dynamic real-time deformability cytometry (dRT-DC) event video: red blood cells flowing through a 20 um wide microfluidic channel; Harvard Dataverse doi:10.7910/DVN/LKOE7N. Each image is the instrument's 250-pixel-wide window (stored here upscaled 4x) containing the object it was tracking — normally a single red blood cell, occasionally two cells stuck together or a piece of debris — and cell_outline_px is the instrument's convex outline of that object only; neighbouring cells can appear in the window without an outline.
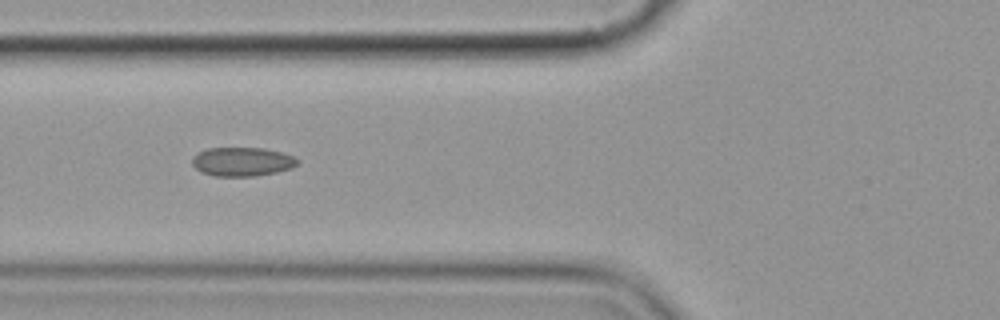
{"species": "common noctule bat (a hibernating species)", "species_latin": "Nyctalus noctula", "temperature_condition": "cold", "stored_images_in_passage": 7, "camera_frame_rate_fps": 3000, "um_per_image_px": 0.085, "animal": {"sex": "female", "body_mass_g": 19.9}, "frame": {"image": 1, "passage_image": 5, "time_ms": 5.667, "image_size_px": [1000, 320], "cell_outline_px": [[300, 160], [292, 168], [276, 172], [256, 176], [216, 176], [200, 172], [192, 164], [192, 156], [196, 152], [208, 148], [264, 148], [280, 152], [292, 156]], "centroid_in_image_um": [20.55, 13.74], "position_along_channel_um": 105.3, "area_um2": 17.8}}
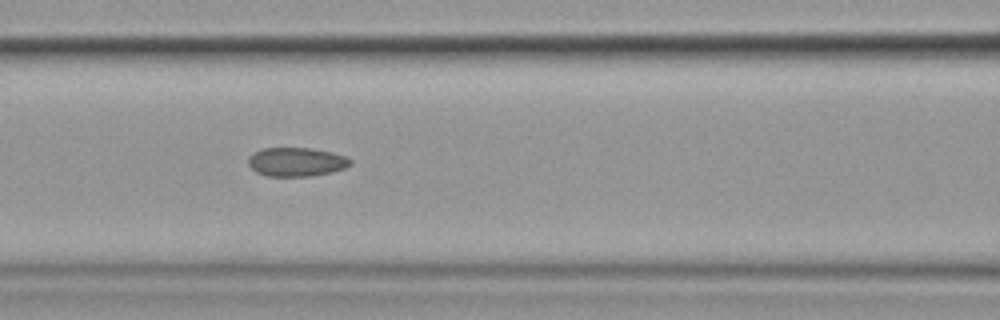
{"frame": {"image": 2, "passage_image": 6, "time_ms": 6.667, "image_size_px": [1000, 320], "cell_outline_px": [[352, 164], [344, 168], [328, 172], [308, 176], [268, 176], [256, 172], [248, 164], [248, 156], [252, 152], [260, 148], [312, 148], [332, 152], [344, 156], [352, 160]], "centroid_in_image_um": [25.15, 13.74], "position_along_channel_um": 141.5, "area_um2": 17.17}}
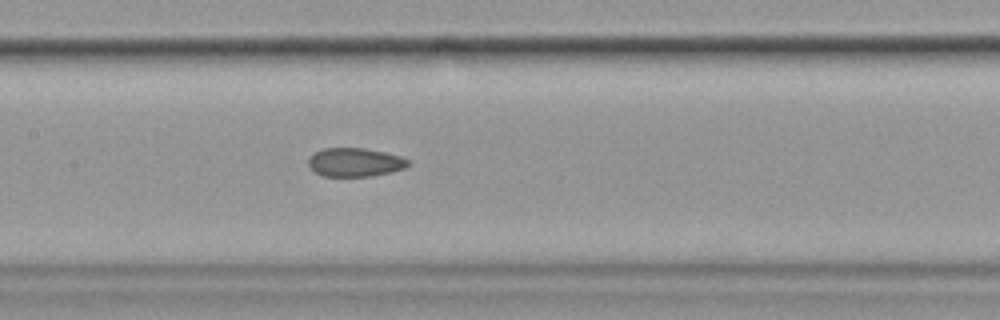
{"frame": {"image": 3, "passage_image": 7, "time_ms": 7.667, "image_size_px": [1000, 320], "cell_outline_px": [[408, 164], [404, 168], [392, 172], [368, 176], [324, 176], [316, 172], [308, 164], [308, 160], [312, 152], [324, 148], [364, 148], [384, 152], [400, 156], [408, 160]], "centroid_in_image_um": [30.14, 13.78], "position_along_channel_um": 177.3, "area_um2": 16.53}}